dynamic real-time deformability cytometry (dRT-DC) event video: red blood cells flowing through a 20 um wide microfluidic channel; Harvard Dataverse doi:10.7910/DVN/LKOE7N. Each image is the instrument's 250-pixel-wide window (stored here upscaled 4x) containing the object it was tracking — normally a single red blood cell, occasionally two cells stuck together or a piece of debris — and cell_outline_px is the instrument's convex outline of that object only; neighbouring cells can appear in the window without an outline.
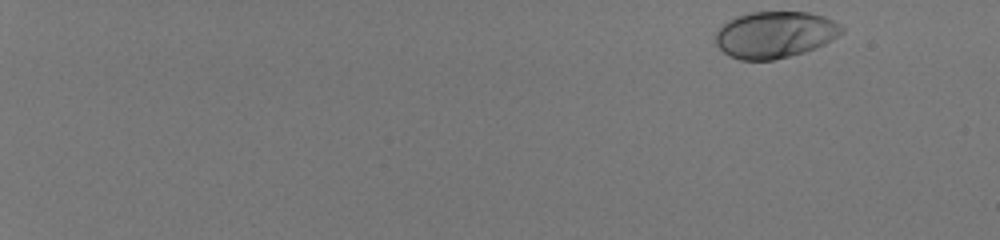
{"species": "human", "species_latin": "Homo sapiens", "temperature_condition": "room temperature", "stored_images_in_passage": 9, "camera_frame_rate_fps": 3000, "um_per_image_px": 0.085, "donor": {"sex": "male"}, "frame": {"image": 1, "passage_image": 1, "time_ms": 0.0, "image_size_px": [1000, 240], "cell_outline_px": [[844, 32], [824, 44], [804, 52], [772, 60], [740, 60], [728, 56], [716, 44], [712, 36], [728, 20], [736, 16], [748, 12], [808, 12], [824, 16], [840, 24], [844, 28]], "centroid_in_image_um": [65.84, 2.94], "position_along_channel_um": 19.2, "area_um2": 34.39}}